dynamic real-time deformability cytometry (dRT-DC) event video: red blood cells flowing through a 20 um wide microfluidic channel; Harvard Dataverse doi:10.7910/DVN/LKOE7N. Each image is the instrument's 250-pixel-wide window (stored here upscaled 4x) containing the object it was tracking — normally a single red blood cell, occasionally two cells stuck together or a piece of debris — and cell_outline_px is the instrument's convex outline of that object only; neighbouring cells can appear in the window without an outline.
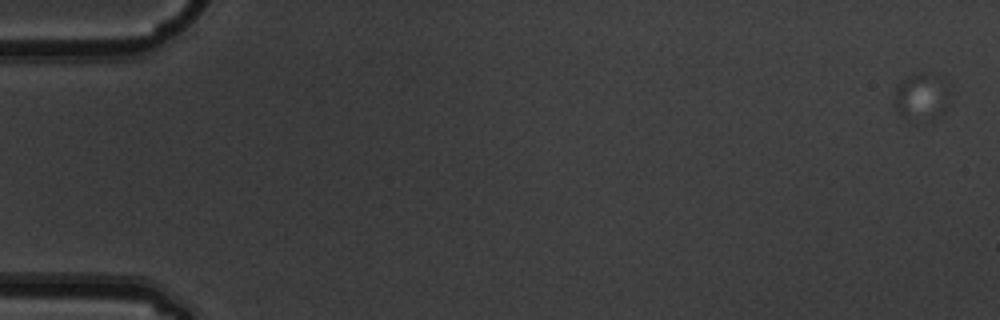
{"species": "common noctule bat (a hibernating species)", "species_latin": "Nyctalus noctula", "temperature_condition": "warm", "stored_images_in_passage": 10, "camera_frame_rate_fps": 3000, "um_per_image_px": 0.085, "animal": {"sex": "male", "body_mass_g": 19.5, "forearm_length_mm": 54.6}, "frame": {"image": 1, "passage_image": 1, "time_ms": 0.0, "image_size_px": [1000, 320], "cell_outline_px": [[948, 92], [944, 112], [932, 120], [904, 116], [896, 108], [896, 84], [900, 80], [916, 72], [924, 72], [940, 76], [948, 84]], "centroid_in_image_um": [78.35, 8.14], "position_along_channel_um": 6.7, "area_um2": 14.85}}
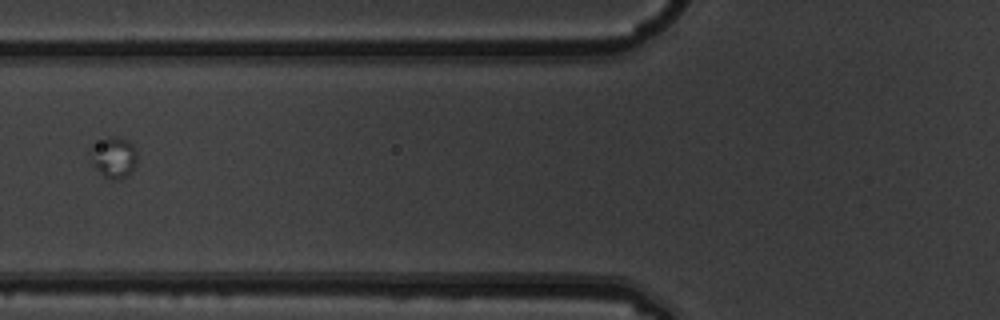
{"frame": {"image": 2, "passage_image": 7, "time_ms": 2.0, "image_size_px": [1000, 320], "cell_outline_px": [[136, 168], [120, 180], [112, 180], [104, 176], [92, 164], [88, 152], [88, 148], [92, 144], [108, 136], [116, 136], [128, 140], [136, 148]], "centroid_in_image_um": [9.64, 13.35], "position_along_channel_um": 116.2, "area_um2": 11.56}}
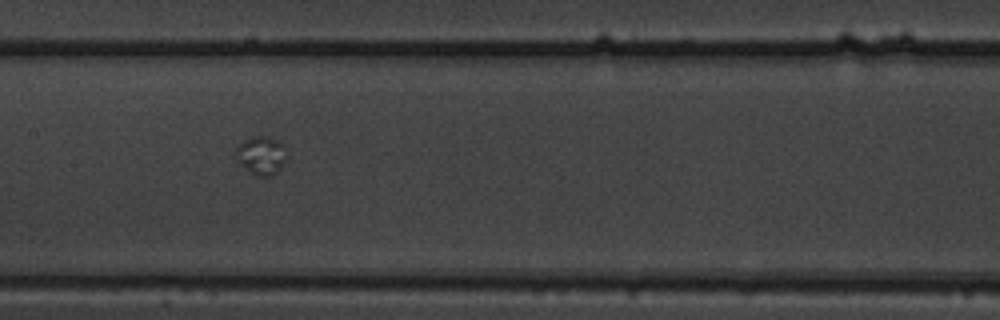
{"frame": {"image": 3, "passage_image": 9, "time_ms": 2.667, "image_size_px": [1000, 320], "cell_outline_px": [[288, 156], [276, 172], [272, 176], [256, 176], [236, 160], [236, 148], [244, 140], [256, 136], [268, 136], [284, 144]], "centroid_in_image_um": [22.23, 13.2], "position_along_channel_um": 185.2, "area_um2": 11.27}}